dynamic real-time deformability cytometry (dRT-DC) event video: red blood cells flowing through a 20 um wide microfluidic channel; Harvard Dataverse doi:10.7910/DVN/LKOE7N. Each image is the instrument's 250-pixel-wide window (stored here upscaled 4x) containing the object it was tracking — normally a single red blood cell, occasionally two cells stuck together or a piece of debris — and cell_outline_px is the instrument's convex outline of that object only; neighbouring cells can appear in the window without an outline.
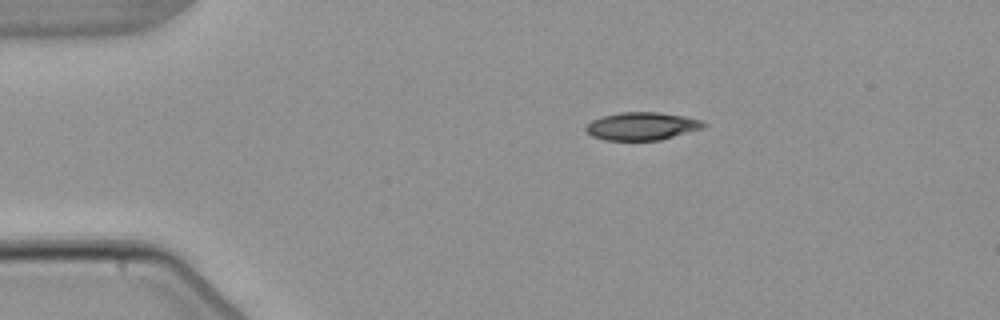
{"species": "common noctule bat (a hibernating species)", "species_latin": "Nyctalus noctula", "temperature_condition": "warm", "stored_images_in_passage": 3, "camera_frame_rate_fps": 3000, "um_per_image_px": 0.085, "animal": {"sex": "male", "body_mass_g": 21.5, "forearm_length_mm": 52.0}, "frame": {"image": 1, "passage_image": 1, "time_ms": 0.0, "image_size_px": [1000, 320], "cell_outline_px": [[708, 124], [704, 128], [660, 140], [604, 140], [592, 136], [584, 128], [592, 120], [604, 116], [620, 112], [656, 112], [684, 116], [704, 120]], "centroid_in_image_um": [54.61, 10.72], "position_along_channel_um": 30.4, "area_um2": 19.13}}
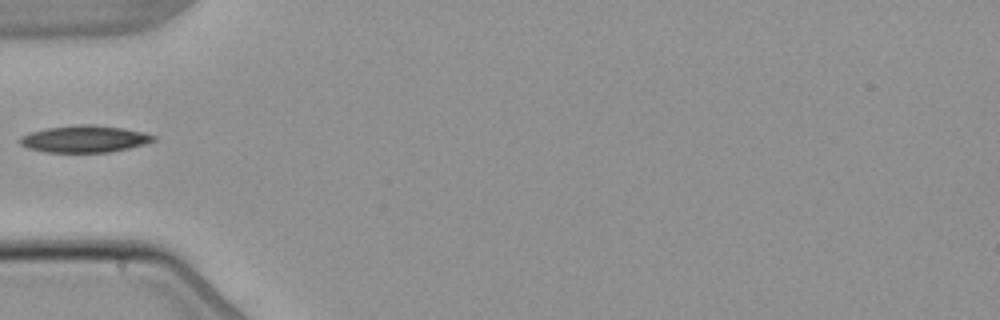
{"frame": {"image": 2, "passage_image": 3, "time_ms": 2.667, "image_size_px": [1000, 320], "cell_outline_px": [[156, 140], [144, 144], [128, 148], [108, 152], [44, 152], [28, 148], [20, 144], [20, 136], [32, 132], [48, 128], [80, 124], [92, 124], [124, 128], [156, 136]], "centroid_in_image_um": [7.18, 11.81], "position_along_channel_um": 77.8, "area_um2": 20.75}}